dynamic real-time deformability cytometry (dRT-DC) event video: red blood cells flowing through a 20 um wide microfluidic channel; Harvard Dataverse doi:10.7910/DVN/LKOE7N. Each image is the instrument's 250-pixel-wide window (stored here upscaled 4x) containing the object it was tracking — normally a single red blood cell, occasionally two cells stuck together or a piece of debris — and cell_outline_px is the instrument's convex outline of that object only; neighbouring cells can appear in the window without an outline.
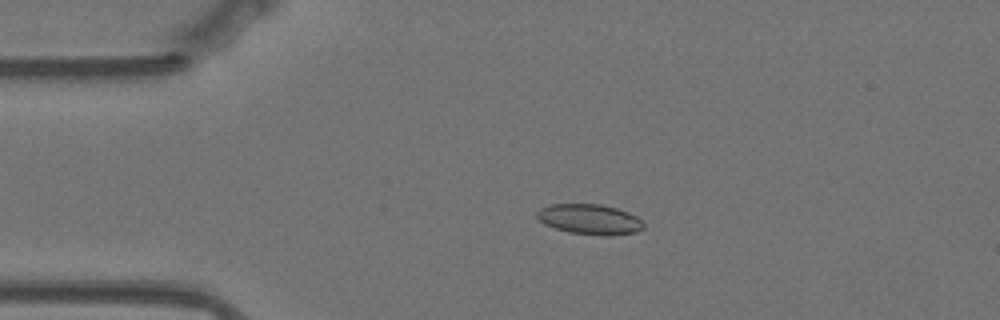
{"species": "Egyptian fruit bat (a non-hibernating species)", "species_latin": "Rousettus aegyptiacus", "temperature_condition": "warm", "stored_images_in_passage": 55, "camera_frame_rate_fps": 3000, "um_per_image_px": 0.085, "animal": {"sex": "female"}, "frame": {"image": 1, "passage_image": 10, "time_ms": 3.0, "image_size_px": [1000, 320], "cell_outline_px": [[644, 228], [636, 232], [608, 236], [568, 232], [544, 224], [536, 216], [536, 212], [540, 208], [548, 204], [600, 204], [616, 208], [628, 212], [636, 216], [644, 224]], "centroid_in_image_um": [50.11, 18.63], "position_along_channel_um": 34.9, "area_um2": 18.79}}
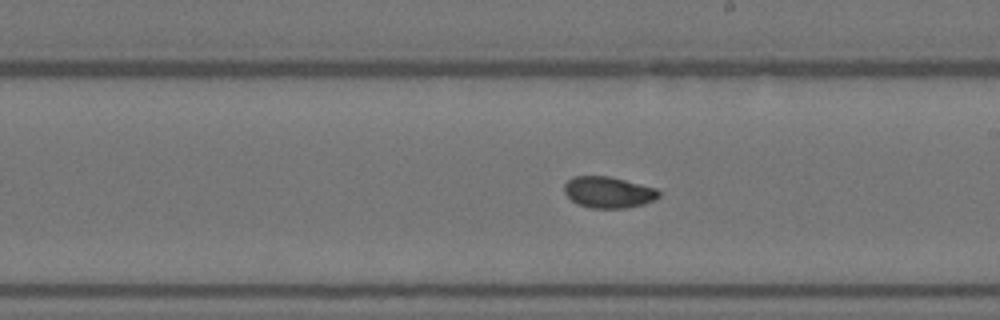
{"frame": {"image": 2, "passage_image": 30, "time_ms": 9.667, "image_size_px": [1000, 320], "cell_outline_px": [[660, 196], [656, 200], [644, 204], [624, 208], [592, 208], [576, 204], [564, 192], [564, 184], [572, 176], [608, 176], [656, 188], [660, 192]], "centroid_in_image_um": [51.71, 16.35], "position_along_channel_um": 237.3, "area_um2": 17.28}}
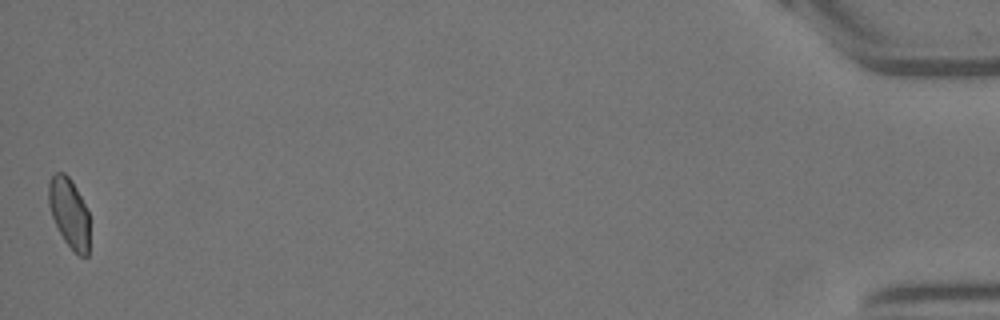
{"frame": {"image": 3, "passage_image": 55, "time_ms": 18.0, "image_size_px": [1000, 320], "cell_outline_px": [[88, 256], [80, 256], [64, 240], [52, 216], [48, 204], [48, 184], [52, 176], [56, 172], [64, 172], [72, 180], [88, 212]], "centroid_in_image_um": [5.86, 18.05], "position_along_channel_um": 429.3, "area_um2": 16.3}, "authors_computed_cell_mechanics": {"area_um2": 17.629, "velocity_mm_per_s": 3.5108, "shape_relaxation_time_tau1_ms": 5.0588, "shape_relaxation_time_tau2_ms": 1.51, "deformation_change_tau1": 0.11, "deformation_change_tau2": 0.048}}